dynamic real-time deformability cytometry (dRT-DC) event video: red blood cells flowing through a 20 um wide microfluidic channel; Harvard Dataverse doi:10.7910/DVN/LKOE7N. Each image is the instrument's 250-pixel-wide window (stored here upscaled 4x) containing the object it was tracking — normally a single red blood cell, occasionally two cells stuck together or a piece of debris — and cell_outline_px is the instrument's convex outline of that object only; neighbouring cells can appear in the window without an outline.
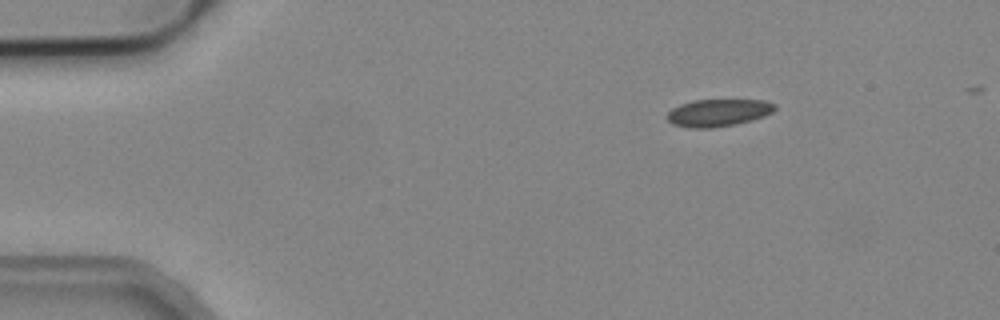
{"species": "common noctule bat (a hibernating species)", "species_latin": "Nyctalus noctula", "temperature_condition": "cold", "stored_images_in_passage": 4, "camera_frame_rate_fps": 3000, "um_per_image_px": 0.085, "animal": {"sex": "male", "body_mass_g": 19.2, "forearm_length_mm": 51.8}, "frame": {"image": 1, "passage_image": 1, "time_ms": 0.0, "image_size_px": [1000, 320], "cell_outline_px": [[776, 108], [772, 112], [764, 116], [752, 120], [736, 124], [712, 128], [688, 128], [672, 124], [668, 120], [668, 112], [672, 108], [680, 104], [692, 100], [764, 100], [776, 104]], "centroid_in_image_um": [61.05, 9.58], "position_along_channel_um": 24.0, "area_um2": 17.22}}